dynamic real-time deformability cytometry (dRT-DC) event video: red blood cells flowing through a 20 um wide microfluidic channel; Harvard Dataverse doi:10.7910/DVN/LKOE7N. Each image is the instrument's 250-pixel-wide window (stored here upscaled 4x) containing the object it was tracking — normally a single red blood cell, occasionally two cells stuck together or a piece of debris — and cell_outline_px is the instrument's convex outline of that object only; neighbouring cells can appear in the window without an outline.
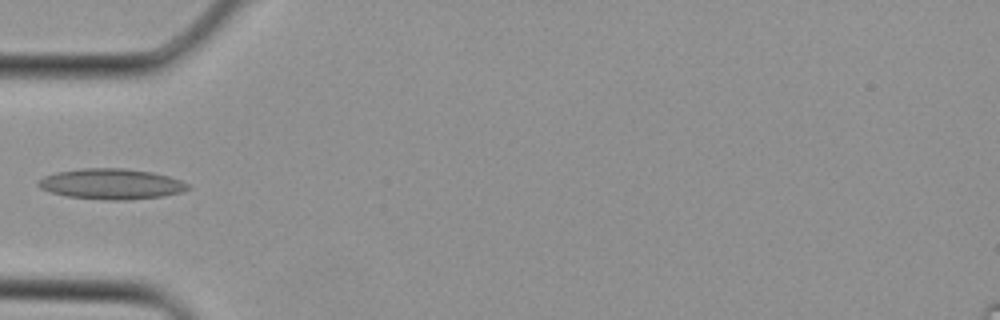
{"species": "Egyptian fruit bat (a non-hibernating species)", "species_latin": "Rousettus aegyptiacus", "temperature_condition": "cold", "stored_images_in_passage": 3, "camera_frame_rate_fps": 3000, "um_per_image_px": 0.085, "animal": {"sex": "female"}, "frame": {"image": 1, "passage_image": 3, "time_ms": 0.667, "image_size_px": [1000, 320], "cell_outline_px": [[192, 188], [180, 192], [160, 196], [124, 200], [108, 200], [68, 196], [52, 192], [40, 188], [36, 184], [44, 176], [56, 172], [84, 168], [124, 168], [152, 172], [168, 176], [192, 184]], "centroid_in_image_um": [9.49, 15.63], "position_along_channel_um": 75.5, "area_um2": 26.47}}